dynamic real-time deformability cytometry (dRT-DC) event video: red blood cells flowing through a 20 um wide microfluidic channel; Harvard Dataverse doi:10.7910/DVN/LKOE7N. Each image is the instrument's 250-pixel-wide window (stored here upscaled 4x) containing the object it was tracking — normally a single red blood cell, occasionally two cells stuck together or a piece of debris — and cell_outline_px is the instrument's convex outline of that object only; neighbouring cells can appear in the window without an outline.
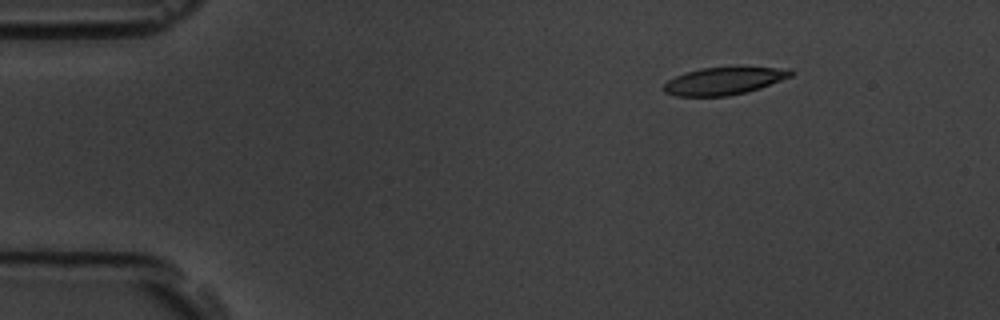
{"species": "common noctule bat (a hibernating species)", "species_latin": "Nyctalus noctula", "temperature_condition": "room temperature", "stored_images_in_passage": 49, "camera_frame_rate_fps": 3000, "um_per_image_px": 0.085, "animal": {"sex": "male", "body_mass_g": 19.5, "forearm_length_mm": 54.6}, "frame": {"image": 1, "passage_image": 1, "time_ms": 0.0, "image_size_px": [1000, 320], "cell_outline_px": [[796, 72], [792, 76], [760, 88], [728, 96], [676, 96], [664, 92], [664, 84], [668, 80], [676, 76], [700, 68], [736, 64], [792, 68]], "centroid_in_image_um": [61.65, 6.81], "position_along_channel_um": 23.3, "area_um2": 21.33}}
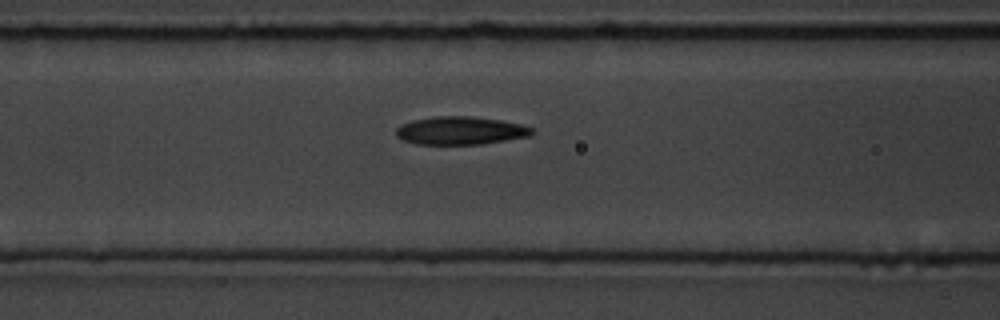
{"frame": {"image": 2, "passage_image": 16, "time_ms": 5.0, "image_size_px": [1000, 320], "cell_outline_px": [[532, 132], [528, 136], [480, 144], [416, 144], [404, 140], [396, 136], [396, 128], [400, 124], [412, 120], [436, 116], [472, 116], [500, 120], [520, 124], [532, 128]], "centroid_in_image_um": [39.08, 11.09], "position_along_channel_um": 127.5, "area_um2": 22.02}}
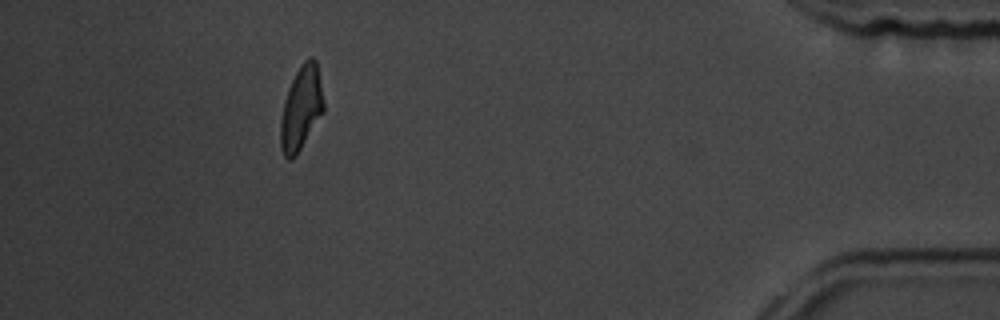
{"frame": {"image": 3, "passage_image": 44, "time_ms": 14.333, "image_size_px": [1000, 320], "cell_outline_px": [[324, 112], [296, 156], [292, 160], [288, 160], [284, 156], [280, 148], [280, 120], [284, 100], [288, 88], [300, 64], [308, 56], [312, 56], [316, 60], [324, 100]], "centroid_in_image_um": [25.59, 9.2], "position_along_channel_um": 409.6, "area_um2": 21.39}, "authors_computed_cell_mechanics": {"area_um2": 21.7328, "velocity_mm_per_s": 3.6331, "shape_relaxation_time_tau1_ms": 4.0563, "shape_relaxation_time_tau2_ms": 2.9013, "deformation_change_tau1": 0.1503, "deformation_change_tau2": 0.1202}}